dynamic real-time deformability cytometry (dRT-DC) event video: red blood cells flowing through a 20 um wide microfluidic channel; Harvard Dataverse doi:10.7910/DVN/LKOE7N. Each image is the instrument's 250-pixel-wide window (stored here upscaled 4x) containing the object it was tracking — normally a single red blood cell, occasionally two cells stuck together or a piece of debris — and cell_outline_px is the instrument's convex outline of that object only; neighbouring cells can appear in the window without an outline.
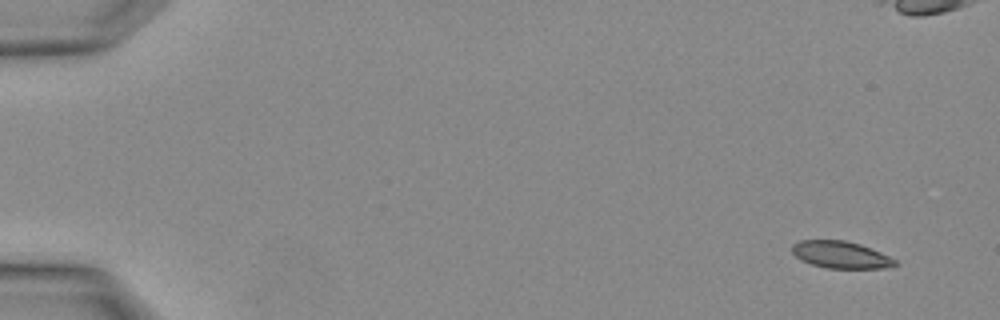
{"species": "Egyptian fruit bat (a non-hibernating species)", "species_latin": "Rousettus aegyptiacus", "temperature_condition": "warm", "stored_images_in_passage": 4, "segment_of_instrument_passage": [1, 2], "camera_frame_rate_fps": 3000, "um_per_image_px": 0.085, "animal": {"sex": "female"}, "frame": {"image": 1, "passage_image": 1, "time_ms": 0.0, "image_size_px": [1000, 320], "cell_outline_px": [[900, 264], [884, 268], [828, 268], [812, 264], [796, 256], [792, 252], [792, 244], [800, 240], [844, 240], [860, 244], [880, 252], [896, 260]], "centroid_in_image_um": [71.48, 21.65], "position_along_channel_um": 13.5, "area_um2": 16.07}}
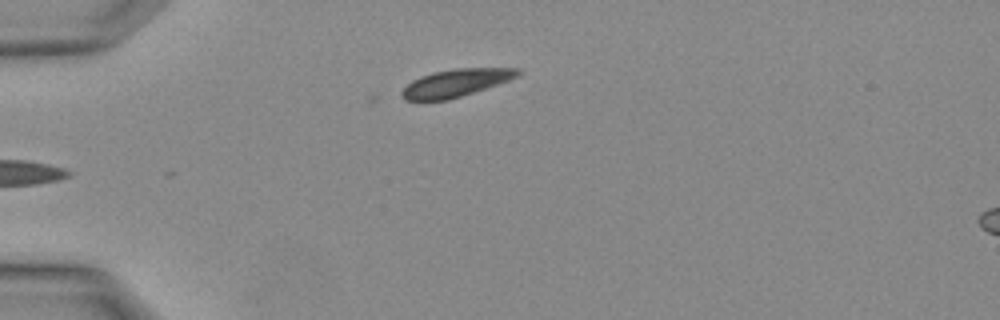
{"frame": {"image": 2, "passage_image": 3, "time_ms": 0.667, "image_size_px": [1000, 320], "cell_outline_px": [[520, 72], [516, 76], [508, 80], [448, 100], [404, 100], [400, 92], [412, 80], [420, 76], [432, 72], [452, 68], [520, 68]], "centroid_in_image_um": [38.69, 7.03], "position_along_channel_um": 46.3, "area_um2": 18.32}}